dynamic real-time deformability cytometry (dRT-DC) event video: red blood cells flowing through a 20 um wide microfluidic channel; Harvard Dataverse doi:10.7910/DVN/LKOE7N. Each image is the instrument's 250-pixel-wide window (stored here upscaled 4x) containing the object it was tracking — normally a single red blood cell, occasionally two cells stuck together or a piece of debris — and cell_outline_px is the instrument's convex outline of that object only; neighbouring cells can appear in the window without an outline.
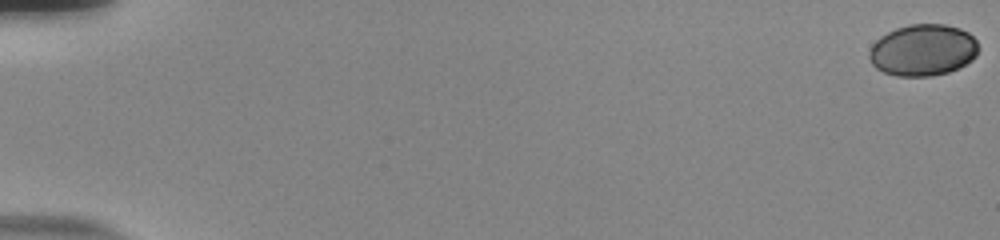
{"species": "human", "species_latin": "Homo sapiens", "temperature_condition": "room temperature", "stored_images_in_passage": 57, "camera_frame_rate_fps": 3000, "um_per_image_px": 0.085, "donor": {"sex": "male"}, "frame": {"image": 1, "passage_image": 1, "time_ms": 0.0, "image_size_px": [1000, 240], "cell_outline_px": [[980, 48], [976, 56], [972, 60], [948, 72], [932, 76], [896, 76], [884, 72], [876, 68], [872, 64], [868, 56], [868, 52], [872, 44], [880, 36], [896, 28], [908, 24], [944, 24], [960, 28], [968, 32], [976, 40]], "centroid_in_image_um": [78.44, 4.25], "position_along_channel_um": 6.6, "area_um2": 33.06}}
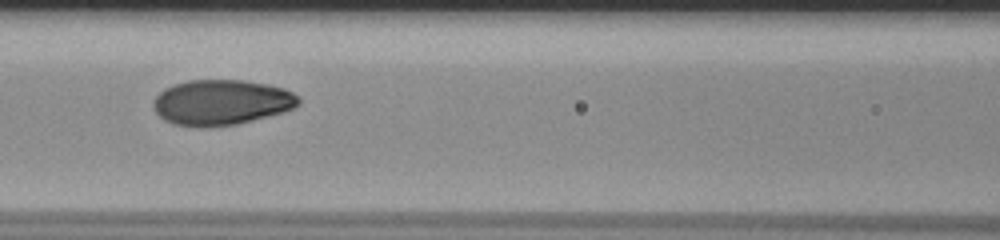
{"frame": {"image": 2, "passage_image": 28, "time_ms": 9.0, "image_size_px": [1000, 240], "cell_outline_px": [[300, 104], [284, 112], [236, 124], [208, 128], [200, 128], [176, 124], [164, 120], [152, 108], [152, 100], [164, 88], [172, 84], [188, 80], [244, 80], [284, 88], [300, 96]], "centroid_in_image_um": [18.79, 8.7], "position_along_channel_um": 147.8, "area_um2": 38.73}}
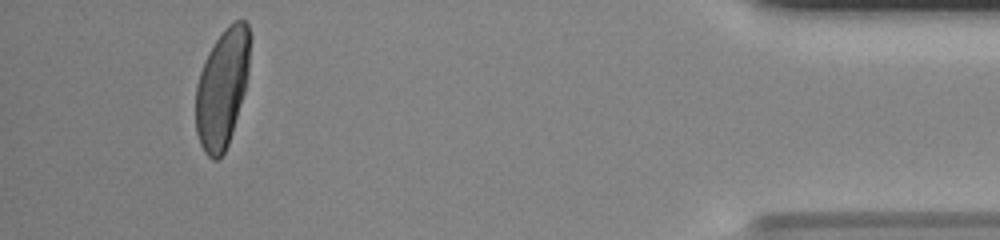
{"frame": {"image": 3, "passage_image": 54, "time_ms": 17.667, "image_size_px": [1000, 240], "cell_outline_px": [[252, 36], [248, 68], [244, 92], [232, 132], [228, 144], [224, 152], [216, 160], [212, 160], [204, 152], [200, 144], [196, 132], [196, 84], [204, 60], [208, 52], [224, 28], [228, 24], [236, 20], [244, 20], [248, 24]], "centroid_in_image_um": [18.89, 7.45], "position_along_channel_um": 416.3, "area_um2": 37.63}, "authors_computed_cell_mechanics": {"area_um2": 36.9342, "velocity_mm_per_s": 3.7491, "shape_relaxation_time_tau1_ms": 3.6046, "shape_relaxation_time_tau2_ms": null, "deformation_change_tau1": 0.185, "deformation_change_tau2": null}}